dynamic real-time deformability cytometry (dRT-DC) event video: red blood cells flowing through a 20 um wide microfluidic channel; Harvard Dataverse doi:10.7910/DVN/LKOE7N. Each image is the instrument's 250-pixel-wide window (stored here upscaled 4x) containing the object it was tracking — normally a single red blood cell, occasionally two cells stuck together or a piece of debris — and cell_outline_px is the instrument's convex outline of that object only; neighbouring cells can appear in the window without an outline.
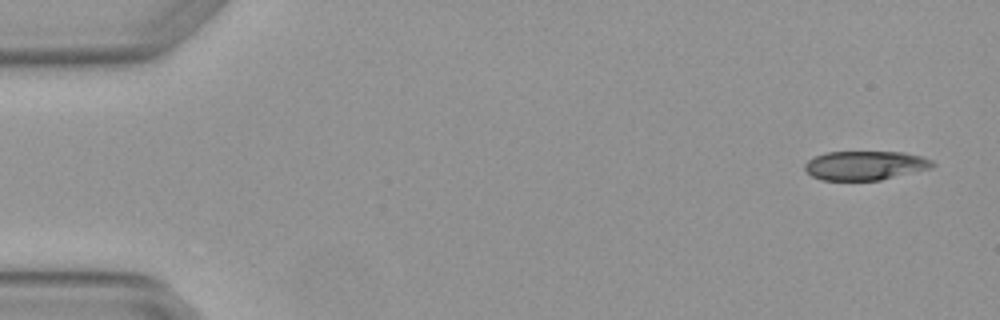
{"species": "Egyptian fruit bat (a non-hibernating species)", "species_latin": "Rousettus aegyptiacus", "temperature_condition": "warm", "stored_images_in_passage": 5, "camera_frame_rate_fps": 3000, "um_per_image_px": 0.085, "animal": {"sex": "female"}, "frame": {"image": 1, "passage_image": 1, "time_ms": 0.0, "image_size_px": [1000, 320], "cell_outline_px": [[936, 164], [932, 168], [880, 180], [820, 180], [812, 176], [804, 168], [804, 164], [808, 160], [816, 156], [828, 152], [900, 152], [920, 156], [932, 160]], "centroid_in_image_um": [73.54, 14.07], "position_along_channel_um": 11.5, "area_um2": 21.56}}